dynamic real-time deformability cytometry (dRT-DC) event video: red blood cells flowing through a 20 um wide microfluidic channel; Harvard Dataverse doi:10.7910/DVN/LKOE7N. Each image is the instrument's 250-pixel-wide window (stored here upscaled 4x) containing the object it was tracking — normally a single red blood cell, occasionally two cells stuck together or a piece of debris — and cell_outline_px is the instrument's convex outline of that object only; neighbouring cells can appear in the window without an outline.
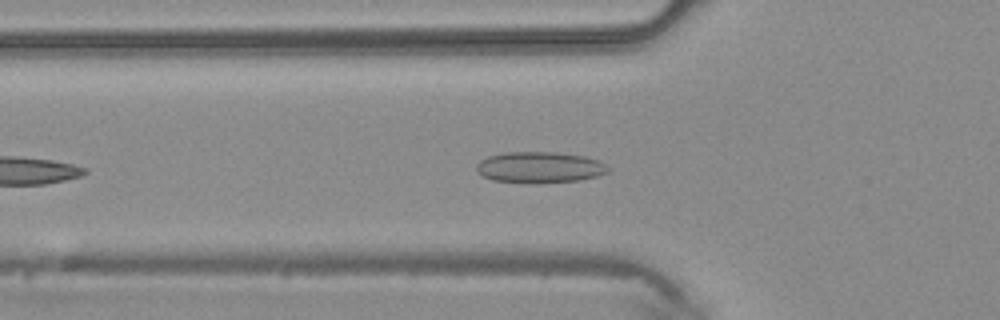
{"species": "common noctule bat (a hibernating species)", "species_latin": "Nyctalus noctula", "temperature_condition": "warm", "stored_images_in_passage": 30, "camera_frame_rate_fps": 3000, "um_per_image_px": 0.085, "animal": {"sex": "male", "body_mass_g": 20.4}, "frame": {"image": 1, "passage_image": 6, "time_ms": 1.667, "image_size_px": [1000, 320], "cell_outline_px": [[612, 168], [608, 172], [600, 176], [580, 180], [532, 184], [492, 180], [476, 172], [476, 164], [480, 160], [488, 156], [504, 152], [556, 152], [584, 156], [600, 160]], "centroid_in_image_um": [45.9, 14.23], "position_along_channel_um": 79.9, "area_um2": 24.39}}
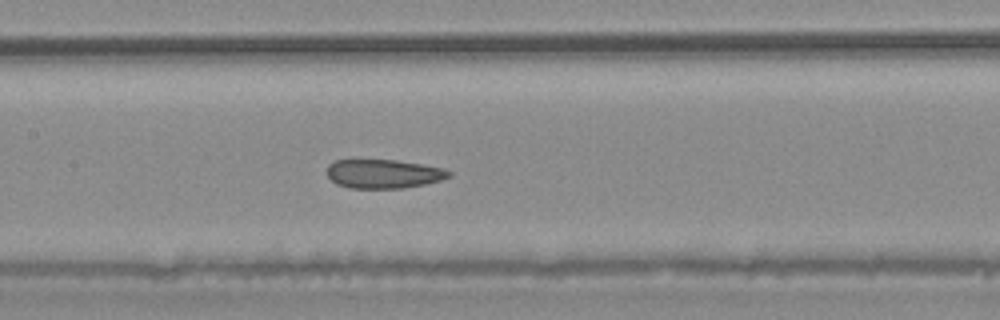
{"frame": {"image": 2, "passage_image": 12, "time_ms": 3.667, "image_size_px": [1000, 320], "cell_outline_px": [[452, 176], [440, 180], [424, 184], [404, 188], [348, 188], [336, 184], [328, 176], [328, 164], [336, 160], [396, 160], [444, 168], [452, 172]], "centroid_in_image_um": [32.61, 14.78], "position_along_channel_um": 174.8, "area_um2": 20.52}}
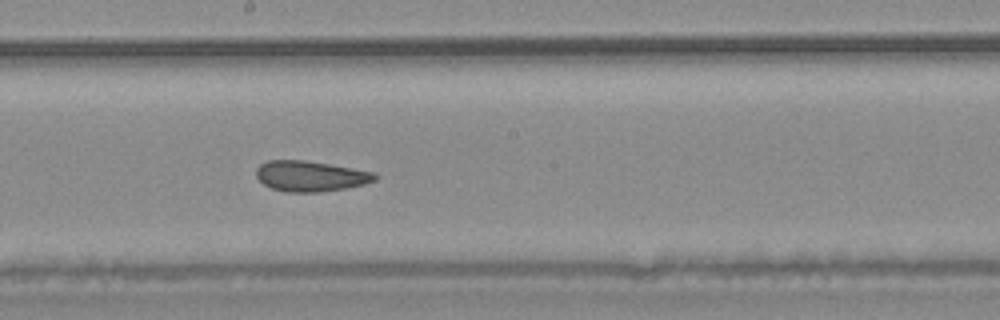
{"frame": {"image": 3, "passage_image": 15, "time_ms": 4.667, "image_size_px": [1000, 320], "cell_outline_px": [[380, 176], [376, 180], [364, 184], [344, 188], [320, 192], [288, 192], [272, 188], [264, 184], [256, 176], [256, 168], [260, 164], [268, 160], [304, 160], [376, 172]], "centroid_in_image_um": [26.41, 14.96], "position_along_channel_um": 221.8, "area_um2": 21.1}}